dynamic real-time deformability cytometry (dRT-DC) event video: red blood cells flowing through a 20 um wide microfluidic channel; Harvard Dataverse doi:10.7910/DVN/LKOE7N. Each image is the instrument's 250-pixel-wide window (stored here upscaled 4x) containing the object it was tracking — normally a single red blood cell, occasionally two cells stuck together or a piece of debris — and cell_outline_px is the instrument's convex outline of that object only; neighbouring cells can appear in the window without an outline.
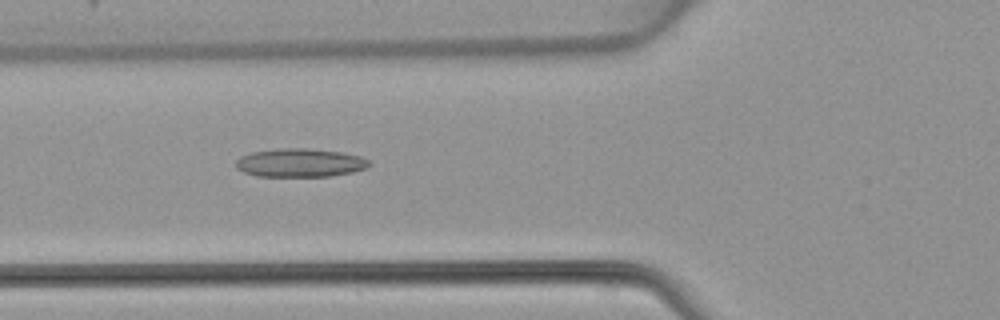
{"species": "common noctule bat (a hibernating species)", "species_latin": "Nyctalus noctula", "temperature_condition": "warm", "stored_images_in_passage": 48, "camera_frame_rate_fps": 3000, "um_per_image_px": 0.085, "animal": {"sex": "female", "body_mass_g": 22.7, "forearm_length_mm": 54.2}, "frame": {"image": 1, "passage_image": 18, "time_ms": 5.667, "image_size_px": [1000, 320], "cell_outline_px": [[372, 164], [368, 168], [352, 172], [332, 176], [256, 176], [244, 172], [236, 168], [236, 160], [240, 156], [252, 152], [284, 148], [308, 148], [340, 152], [360, 156], [368, 160]], "centroid_in_image_um": [25.52, 13.84], "position_along_channel_um": 100.3, "area_um2": 22.14}}
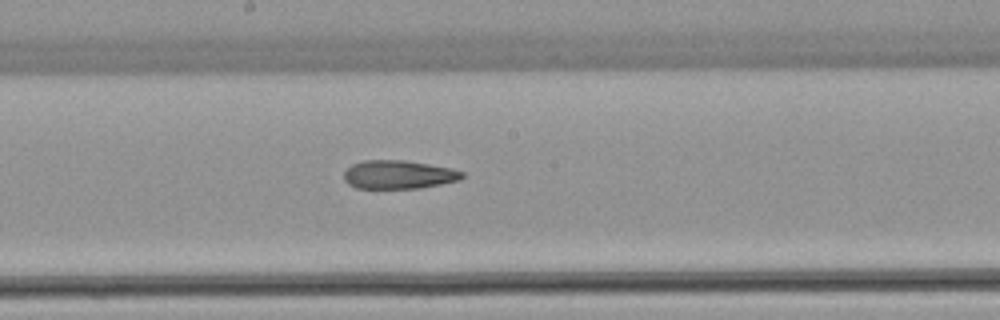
{"frame": {"image": 2, "passage_image": 26, "time_ms": 8.333, "image_size_px": [1000, 320], "cell_outline_px": [[464, 176], [460, 180], [420, 188], [356, 188], [348, 184], [344, 180], [344, 172], [352, 164], [364, 160], [404, 160], [452, 168], [464, 172]], "centroid_in_image_um": [33.88, 14.84], "position_along_channel_um": 214.3, "area_um2": 19.65}}
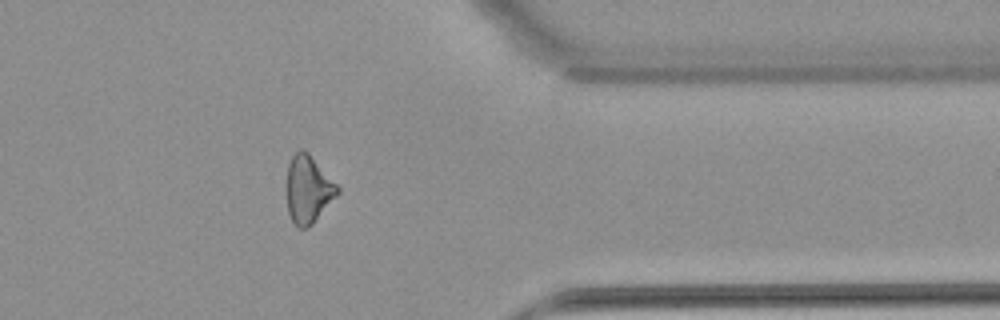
{"frame": {"image": 3, "passage_image": 39, "time_ms": 12.667, "image_size_px": [1000, 320], "cell_outline_px": [[340, 192], [312, 224], [304, 228], [296, 228], [292, 224], [288, 212], [284, 192], [284, 188], [288, 164], [292, 156], [300, 148], [308, 152], [340, 188]], "centroid_in_image_um": [26.13, 16.11], "position_along_channel_um": 385.3, "area_um2": 20.52}}